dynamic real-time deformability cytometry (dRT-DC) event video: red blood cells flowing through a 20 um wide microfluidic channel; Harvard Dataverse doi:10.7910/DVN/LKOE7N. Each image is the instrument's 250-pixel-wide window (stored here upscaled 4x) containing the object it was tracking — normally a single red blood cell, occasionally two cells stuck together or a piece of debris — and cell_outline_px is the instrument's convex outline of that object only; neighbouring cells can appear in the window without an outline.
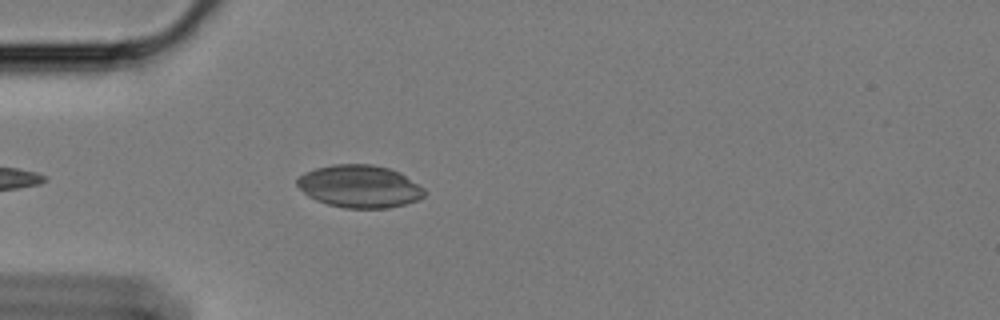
{"species": "Egyptian fruit bat (a non-hibernating species)", "species_latin": "Rousettus aegyptiacus", "temperature_condition": "cold", "stored_images_in_passage": 31, "camera_frame_rate_fps": 3000, "um_per_image_px": 0.085, "animal": {"sex": "female"}, "frame": {"image": 1, "passage_image": 5, "time_ms": 1.333, "image_size_px": [1000, 320], "cell_outline_px": [[424, 196], [416, 200], [404, 204], [388, 208], [344, 208], [328, 204], [316, 200], [308, 196], [296, 184], [296, 180], [304, 172], [316, 168], [332, 164], [372, 164], [388, 168], [400, 172], [424, 188]], "centroid_in_image_um": [30.55, 15.83], "position_along_channel_um": 54.5, "area_um2": 31.5}}
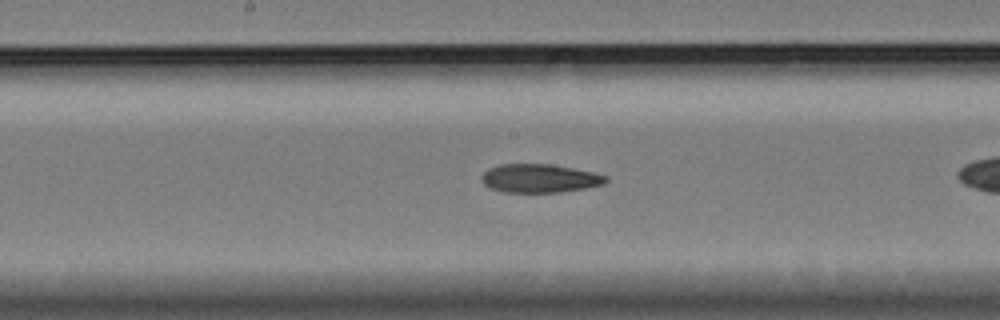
{"frame": {"image": 2, "passage_image": 15, "time_ms": 4.667, "image_size_px": [1000, 320], "cell_outline_px": [[608, 180], [604, 184], [584, 188], [560, 192], [504, 192], [492, 188], [484, 184], [480, 180], [480, 176], [488, 168], [500, 164], [548, 164], [572, 168], [592, 172], [608, 176]], "centroid_in_image_um": [45.84, 15.15], "position_along_channel_um": 202.4, "area_um2": 20.58}}
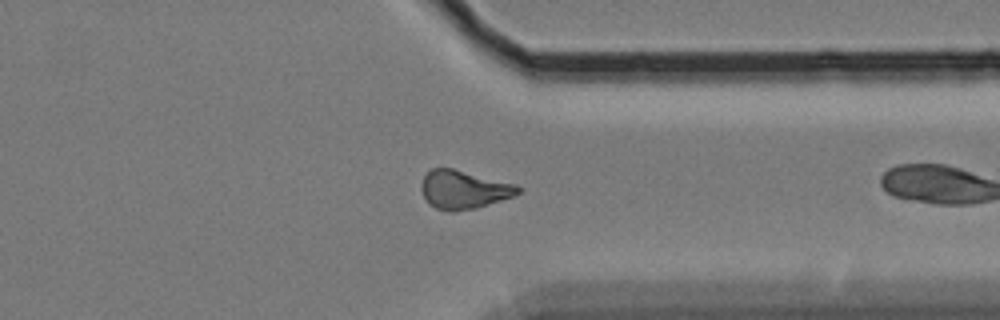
{"frame": {"image": 3, "passage_image": 30, "time_ms": 9.667, "image_size_px": [1000, 320], "cell_outline_px": [[524, 188], [520, 192], [512, 196], [476, 208], [456, 212], [448, 212], [436, 208], [428, 204], [420, 188], [420, 184], [424, 176], [432, 168], [452, 168], [516, 184]], "centroid_in_image_um": [39.4, 16.12], "position_along_channel_um": 372.0, "area_um2": 21.73}}